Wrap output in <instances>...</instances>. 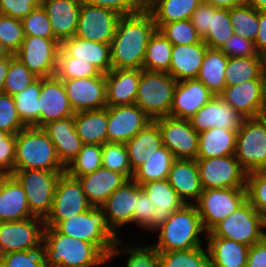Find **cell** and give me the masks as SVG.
I'll return each mask as SVG.
<instances>
[{"label":"cell","mask_w":266,"mask_h":267,"mask_svg":"<svg viewBox=\"0 0 266 267\" xmlns=\"http://www.w3.org/2000/svg\"><path fill=\"white\" fill-rule=\"evenodd\" d=\"M43 130L54 144L61 163L67 167L83 146L76 133L74 116L52 121L45 125Z\"/></svg>","instance_id":"28"},{"label":"cell","mask_w":266,"mask_h":267,"mask_svg":"<svg viewBox=\"0 0 266 267\" xmlns=\"http://www.w3.org/2000/svg\"><path fill=\"white\" fill-rule=\"evenodd\" d=\"M40 5V0H0V14L23 19Z\"/></svg>","instance_id":"60"},{"label":"cell","mask_w":266,"mask_h":267,"mask_svg":"<svg viewBox=\"0 0 266 267\" xmlns=\"http://www.w3.org/2000/svg\"><path fill=\"white\" fill-rule=\"evenodd\" d=\"M259 29L255 38V46L260 54L266 51V11H259Z\"/></svg>","instance_id":"64"},{"label":"cell","mask_w":266,"mask_h":267,"mask_svg":"<svg viewBox=\"0 0 266 267\" xmlns=\"http://www.w3.org/2000/svg\"><path fill=\"white\" fill-rule=\"evenodd\" d=\"M207 47L203 40L190 45H173L168 74L177 82L196 79Z\"/></svg>","instance_id":"31"},{"label":"cell","mask_w":266,"mask_h":267,"mask_svg":"<svg viewBox=\"0 0 266 267\" xmlns=\"http://www.w3.org/2000/svg\"><path fill=\"white\" fill-rule=\"evenodd\" d=\"M246 191L249 203L266 218V174L261 170L249 172Z\"/></svg>","instance_id":"54"},{"label":"cell","mask_w":266,"mask_h":267,"mask_svg":"<svg viewBox=\"0 0 266 267\" xmlns=\"http://www.w3.org/2000/svg\"><path fill=\"white\" fill-rule=\"evenodd\" d=\"M101 72L90 62L68 56L59 48L55 76L61 80H72L99 76Z\"/></svg>","instance_id":"47"},{"label":"cell","mask_w":266,"mask_h":267,"mask_svg":"<svg viewBox=\"0 0 266 267\" xmlns=\"http://www.w3.org/2000/svg\"><path fill=\"white\" fill-rule=\"evenodd\" d=\"M261 171L266 174V165L263 167Z\"/></svg>","instance_id":"73"},{"label":"cell","mask_w":266,"mask_h":267,"mask_svg":"<svg viewBox=\"0 0 266 267\" xmlns=\"http://www.w3.org/2000/svg\"><path fill=\"white\" fill-rule=\"evenodd\" d=\"M65 171L13 170L11 174L26 193L30 212L43 220L49 215L57 181Z\"/></svg>","instance_id":"8"},{"label":"cell","mask_w":266,"mask_h":267,"mask_svg":"<svg viewBox=\"0 0 266 267\" xmlns=\"http://www.w3.org/2000/svg\"><path fill=\"white\" fill-rule=\"evenodd\" d=\"M26 128L18 116L12 96L0 93V129L16 135Z\"/></svg>","instance_id":"57"},{"label":"cell","mask_w":266,"mask_h":267,"mask_svg":"<svg viewBox=\"0 0 266 267\" xmlns=\"http://www.w3.org/2000/svg\"><path fill=\"white\" fill-rule=\"evenodd\" d=\"M167 180L185 204L196 203L204 190L196 159H176Z\"/></svg>","instance_id":"25"},{"label":"cell","mask_w":266,"mask_h":267,"mask_svg":"<svg viewBox=\"0 0 266 267\" xmlns=\"http://www.w3.org/2000/svg\"><path fill=\"white\" fill-rule=\"evenodd\" d=\"M5 255H6V252L3 248V246L0 244V266L2 264V261H3V258L5 257Z\"/></svg>","instance_id":"71"},{"label":"cell","mask_w":266,"mask_h":267,"mask_svg":"<svg viewBox=\"0 0 266 267\" xmlns=\"http://www.w3.org/2000/svg\"><path fill=\"white\" fill-rule=\"evenodd\" d=\"M156 29L147 8L121 16L110 44L112 69H143L146 47Z\"/></svg>","instance_id":"1"},{"label":"cell","mask_w":266,"mask_h":267,"mask_svg":"<svg viewBox=\"0 0 266 267\" xmlns=\"http://www.w3.org/2000/svg\"><path fill=\"white\" fill-rule=\"evenodd\" d=\"M138 2V4L142 7V8H146L148 5H150L154 0H136Z\"/></svg>","instance_id":"69"},{"label":"cell","mask_w":266,"mask_h":267,"mask_svg":"<svg viewBox=\"0 0 266 267\" xmlns=\"http://www.w3.org/2000/svg\"><path fill=\"white\" fill-rule=\"evenodd\" d=\"M140 186L156 209L153 217V232L170 217L172 212L180 210L185 205L167 179L150 181Z\"/></svg>","instance_id":"30"},{"label":"cell","mask_w":266,"mask_h":267,"mask_svg":"<svg viewBox=\"0 0 266 267\" xmlns=\"http://www.w3.org/2000/svg\"><path fill=\"white\" fill-rule=\"evenodd\" d=\"M244 118L220 96L214 95L190 118L192 127L198 132L210 128L238 130Z\"/></svg>","instance_id":"21"},{"label":"cell","mask_w":266,"mask_h":267,"mask_svg":"<svg viewBox=\"0 0 266 267\" xmlns=\"http://www.w3.org/2000/svg\"><path fill=\"white\" fill-rule=\"evenodd\" d=\"M120 17L111 9L82 3L75 37L111 44Z\"/></svg>","instance_id":"15"},{"label":"cell","mask_w":266,"mask_h":267,"mask_svg":"<svg viewBox=\"0 0 266 267\" xmlns=\"http://www.w3.org/2000/svg\"><path fill=\"white\" fill-rule=\"evenodd\" d=\"M159 252L160 267H210L207 247Z\"/></svg>","instance_id":"45"},{"label":"cell","mask_w":266,"mask_h":267,"mask_svg":"<svg viewBox=\"0 0 266 267\" xmlns=\"http://www.w3.org/2000/svg\"><path fill=\"white\" fill-rule=\"evenodd\" d=\"M46 267H83L111 262L96 245L59 233L45 226L43 234Z\"/></svg>","instance_id":"2"},{"label":"cell","mask_w":266,"mask_h":267,"mask_svg":"<svg viewBox=\"0 0 266 267\" xmlns=\"http://www.w3.org/2000/svg\"><path fill=\"white\" fill-rule=\"evenodd\" d=\"M132 172L163 146L158 125L152 121L125 143Z\"/></svg>","instance_id":"36"},{"label":"cell","mask_w":266,"mask_h":267,"mask_svg":"<svg viewBox=\"0 0 266 267\" xmlns=\"http://www.w3.org/2000/svg\"><path fill=\"white\" fill-rule=\"evenodd\" d=\"M123 244V245H122ZM121 245V246H120ZM127 245V246H126ZM129 254L126 267H160L159 251L151 244L145 246L133 245L123 243L121 238L114 244L110 253V260L118 256V254Z\"/></svg>","instance_id":"43"},{"label":"cell","mask_w":266,"mask_h":267,"mask_svg":"<svg viewBox=\"0 0 266 267\" xmlns=\"http://www.w3.org/2000/svg\"><path fill=\"white\" fill-rule=\"evenodd\" d=\"M265 92L266 80H249L233 86H225L218 96L245 119L261 115Z\"/></svg>","instance_id":"20"},{"label":"cell","mask_w":266,"mask_h":267,"mask_svg":"<svg viewBox=\"0 0 266 267\" xmlns=\"http://www.w3.org/2000/svg\"><path fill=\"white\" fill-rule=\"evenodd\" d=\"M81 2L111 9L121 16L134 14L142 8L136 0H81Z\"/></svg>","instance_id":"61"},{"label":"cell","mask_w":266,"mask_h":267,"mask_svg":"<svg viewBox=\"0 0 266 267\" xmlns=\"http://www.w3.org/2000/svg\"><path fill=\"white\" fill-rule=\"evenodd\" d=\"M260 116L266 121V92L264 97L263 109Z\"/></svg>","instance_id":"70"},{"label":"cell","mask_w":266,"mask_h":267,"mask_svg":"<svg viewBox=\"0 0 266 267\" xmlns=\"http://www.w3.org/2000/svg\"><path fill=\"white\" fill-rule=\"evenodd\" d=\"M92 207L80 181L64 172L57 181L53 205L44 220L45 226L54 227L59 221L69 219V217L83 213Z\"/></svg>","instance_id":"12"},{"label":"cell","mask_w":266,"mask_h":267,"mask_svg":"<svg viewBox=\"0 0 266 267\" xmlns=\"http://www.w3.org/2000/svg\"><path fill=\"white\" fill-rule=\"evenodd\" d=\"M217 7L201 2L198 8L192 13L191 22L198 34L203 37L208 32L211 22V13H215Z\"/></svg>","instance_id":"62"},{"label":"cell","mask_w":266,"mask_h":267,"mask_svg":"<svg viewBox=\"0 0 266 267\" xmlns=\"http://www.w3.org/2000/svg\"><path fill=\"white\" fill-rule=\"evenodd\" d=\"M81 4V0H40L60 42L75 36Z\"/></svg>","instance_id":"24"},{"label":"cell","mask_w":266,"mask_h":267,"mask_svg":"<svg viewBox=\"0 0 266 267\" xmlns=\"http://www.w3.org/2000/svg\"><path fill=\"white\" fill-rule=\"evenodd\" d=\"M228 57L220 50L207 47L197 76L214 95L218 96L226 86L225 70Z\"/></svg>","instance_id":"37"},{"label":"cell","mask_w":266,"mask_h":267,"mask_svg":"<svg viewBox=\"0 0 266 267\" xmlns=\"http://www.w3.org/2000/svg\"><path fill=\"white\" fill-rule=\"evenodd\" d=\"M39 128L52 121L69 116L75 112L67 97L64 84L56 76L41 78L39 93Z\"/></svg>","instance_id":"19"},{"label":"cell","mask_w":266,"mask_h":267,"mask_svg":"<svg viewBox=\"0 0 266 267\" xmlns=\"http://www.w3.org/2000/svg\"><path fill=\"white\" fill-rule=\"evenodd\" d=\"M246 267H266V239L249 247Z\"/></svg>","instance_id":"63"},{"label":"cell","mask_w":266,"mask_h":267,"mask_svg":"<svg viewBox=\"0 0 266 267\" xmlns=\"http://www.w3.org/2000/svg\"><path fill=\"white\" fill-rule=\"evenodd\" d=\"M230 21L234 33L255 41L259 29V11L245 3L230 9Z\"/></svg>","instance_id":"48"},{"label":"cell","mask_w":266,"mask_h":267,"mask_svg":"<svg viewBox=\"0 0 266 267\" xmlns=\"http://www.w3.org/2000/svg\"><path fill=\"white\" fill-rule=\"evenodd\" d=\"M41 78H37L20 93L12 96L18 116L26 127L39 128V93Z\"/></svg>","instance_id":"42"},{"label":"cell","mask_w":266,"mask_h":267,"mask_svg":"<svg viewBox=\"0 0 266 267\" xmlns=\"http://www.w3.org/2000/svg\"><path fill=\"white\" fill-rule=\"evenodd\" d=\"M227 57L263 56L256 49L255 42L247 40L235 33L226 40L220 49Z\"/></svg>","instance_id":"58"},{"label":"cell","mask_w":266,"mask_h":267,"mask_svg":"<svg viewBox=\"0 0 266 267\" xmlns=\"http://www.w3.org/2000/svg\"><path fill=\"white\" fill-rule=\"evenodd\" d=\"M22 24L25 36L57 39L52 31L49 18L41 5L24 17Z\"/></svg>","instance_id":"55"},{"label":"cell","mask_w":266,"mask_h":267,"mask_svg":"<svg viewBox=\"0 0 266 267\" xmlns=\"http://www.w3.org/2000/svg\"><path fill=\"white\" fill-rule=\"evenodd\" d=\"M100 265H89V266H83V267H98Z\"/></svg>","instance_id":"74"},{"label":"cell","mask_w":266,"mask_h":267,"mask_svg":"<svg viewBox=\"0 0 266 267\" xmlns=\"http://www.w3.org/2000/svg\"><path fill=\"white\" fill-rule=\"evenodd\" d=\"M265 218L246 200L230 216L215 225L206 238H224L252 246L265 236Z\"/></svg>","instance_id":"6"},{"label":"cell","mask_w":266,"mask_h":267,"mask_svg":"<svg viewBox=\"0 0 266 267\" xmlns=\"http://www.w3.org/2000/svg\"><path fill=\"white\" fill-rule=\"evenodd\" d=\"M156 28L172 45H190L202 41L190 19L171 23H155Z\"/></svg>","instance_id":"49"},{"label":"cell","mask_w":266,"mask_h":267,"mask_svg":"<svg viewBox=\"0 0 266 267\" xmlns=\"http://www.w3.org/2000/svg\"><path fill=\"white\" fill-rule=\"evenodd\" d=\"M265 229H266V218H265ZM264 238L266 239V230H265V236Z\"/></svg>","instance_id":"75"},{"label":"cell","mask_w":266,"mask_h":267,"mask_svg":"<svg viewBox=\"0 0 266 267\" xmlns=\"http://www.w3.org/2000/svg\"><path fill=\"white\" fill-rule=\"evenodd\" d=\"M156 213L154 205L141 186L136 182V207L133 213V225L141 227L142 230L153 232V217Z\"/></svg>","instance_id":"56"},{"label":"cell","mask_w":266,"mask_h":267,"mask_svg":"<svg viewBox=\"0 0 266 267\" xmlns=\"http://www.w3.org/2000/svg\"><path fill=\"white\" fill-rule=\"evenodd\" d=\"M60 48L70 57L90 62L102 74H106L112 69L110 44L73 36L62 41Z\"/></svg>","instance_id":"32"},{"label":"cell","mask_w":266,"mask_h":267,"mask_svg":"<svg viewBox=\"0 0 266 267\" xmlns=\"http://www.w3.org/2000/svg\"><path fill=\"white\" fill-rule=\"evenodd\" d=\"M102 166L132 180L133 172L125 143L106 142L102 145Z\"/></svg>","instance_id":"50"},{"label":"cell","mask_w":266,"mask_h":267,"mask_svg":"<svg viewBox=\"0 0 266 267\" xmlns=\"http://www.w3.org/2000/svg\"><path fill=\"white\" fill-rule=\"evenodd\" d=\"M213 96L214 94L197 79L178 81L170 116L189 120Z\"/></svg>","instance_id":"22"},{"label":"cell","mask_w":266,"mask_h":267,"mask_svg":"<svg viewBox=\"0 0 266 267\" xmlns=\"http://www.w3.org/2000/svg\"><path fill=\"white\" fill-rule=\"evenodd\" d=\"M246 3L257 11H266V0H246Z\"/></svg>","instance_id":"67"},{"label":"cell","mask_w":266,"mask_h":267,"mask_svg":"<svg viewBox=\"0 0 266 267\" xmlns=\"http://www.w3.org/2000/svg\"><path fill=\"white\" fill-rule=\"evenodd\" d=\"M247 200L246 188L206 189L194 203L204 230L208 233Z\"/></svg>","instance_id":"10"},{"label":"cell","mask_w":266,"mask_h":267,"mask_svg":"<svg viewBox=\"0 0 266 267\" xmlns=\"http://www.w3.org/2000/svg\"><path fill=\"white\" fill-rule=\"evenodd\" d=\"M172 43L158 30L150 36L145 52L143 70L150 72H169Z\"/></svg>","instance_id":"41"},{"label":"cell","mask_w":266,"mask_h":267,"mask_svg":"<svg viewBox=\"0 0 266 267\" xmlns=\"http://www.w3.org/2000/svg\"><path fill=\"white\" fill-rule=\"evenodd\" d=\"M56 148L43 128L26 127L16 134L13 170L65 171Z\"/></svg>","instance_id":"4"},{"label":"cell","mask_w":266,"mask_h":267,"mask_svg":"<svg viewBox=\"0 0 266 267\" xmlns=\"http://www.w3.org/2000/svg\"><path fill=\"white\" fill-rule=\"evenodd\" d=\"M154 233H159V239L152 245L159 252L194 249L202 246L200 239L207 236L195 204H185L172 212Z\"/></svg>","instance_id":"3"},{"label":"cell","mask_w":266,"mask_h":267,"mask_svg":"<svg viewBox=\"0 0 266 267\" xmlns=\"http://www.w3.org/2000/svg\"><path fill=\"white\" fill-rule=\"evenodd\" d=\"M102 166V145L83 144L82 149L66 167L65 172L74 178L93 173Z\"/></svg>","instance_id":"44"},{"label":"cell","mask_w":266,"mask_h":267,"mask_svg":"<svg viewBox=\"0 0 266 267\" xmlns=\"http://www.w3.org/2000/svg\"><path fill=\"white\" fill-rule=\"evenodd\" d=\"M202 2L213 5L217 8L231 9L246 3V0H202Z\"/></svg>","instance_id":"65"},{"label":"cell","mask_w":266,"mask_h":267,"mask_svg":"<svg viewBox=\"0 0 266 267\" xmlns=\"http://www.w3.org/2000/svg\"><path fill=\"white\" fill-rule=\"evenodd\" d=\"M224 75L226 86L249 80H266L263 56L228 57Z\"/></svg>","instance_id":"38"},{"label":"cell","mask_w":266,"mask_h":267,"mask_svg":"<svg viewBox=\"0 0 266 267\" xmlns=\"http://www.w3.org/2000/svg\"><path fill=\"white\" fill-rule=\"evenodd\" d=\"M62 82L75 113L107 107L105 74Z\"/></svg>","instance_id":"18"},{"label":"cell","mask_w":266,"mask_h":267,"mask_svg":"<svg viewBox=\"0 0 266 267\" xmlns=\"http://www.w3.org/2000/svg\"><path fill=\"white\" fill-rule=\"evenodd\" d=\"M38 77L34 75L15 55L10 56V63L5 78L3 93L13 96L34 82Z\"/></svg>","instance_id":"51"},{"label":"cell","mask_w":266,"mask_h":267,"mask_svg":"<svg viewBox=\"0 0 266 267\" xmlns=\"http://www.w3.org/2000/svg\"><path fill=\"white\" fill-rule=\"evenodd\" d=\"M34 217L24 189L12 175L0 179V222L20 221Z\"/></svg>","instance_id":"29"},{"label":"cell","mask_w":266,"mask_h":267,"mask_svg":"<svg viewBox=\"0 0 266 267\" xmlns=\"http://www.w3.org/2000/svg\"><path fill=\"white\" fill-rule=\"evenodd\" d=\"M44 228V220L38 217L0 222V244L6 253L26 251L43 242Z\"/></svg>","instance_id":"17"},{"label":"cell","mask_w":266,"mask_h":267,"mask_svg":"<svg viewBox=\"0 0 266 267\" xmlns=\"http://www.w3.org/2000/svg\"><path fill=\"white\" fill-rule=\"evenodd\" d=\"M78 180L89 203L96 207H100L117 188L129 181L125 175L103 166L93 173L79 177Z\"/></svg>","instance_id":"27"},{"label":"cell","mask_w":266,"mask_h":267,"mask_svg":"<svg viewBox=\"0 0 266 267\" xmlns=\"http://www.w3.org/2000/svg\"><path fill=\"white\" fill-rule=\"evenodd\" d=\"M12 54L5 47V45L0 41V59L10 57Z\"/></svg>","instance_id":"68"},{"label":"cell","mask_w":266,"mask_h":267,"mask_svg":"<svg viewBox=\"0 0 266 267\" xmlns=\"http://www.w3.org/2000/svg\"><path fill=\"white\" fill-rule=\"evenodd\" d=\"M234 156L248 173L266 165V121L261 116L243 119Z\"/></svg>","instance_id":"9"},{"label":"cell","mask_w":266,"mask_h":267,"mask_svg":"<svg viewBox=\"0 0 266 267\" xmlns=\"http://www.w3.org/2000/svg\"><path fill=\"white\" fill-rule=\"evenodd\" d=\"M108 109L81 111L74 114L76 133L83 144H101L108 142Z\"/></svg>","instance_id":"34"},{"label":"cell","mask_w":266,"mask_h":267,"mask_svg":"<svg viewBox=\"0 0 266 267\" xmlns=\"http://www.w3.org/2000/svg\"><path fill=\"white\" fill-rule=\"evenodd\" d=\"M210 267H246L249 246L224 238H206Z\"/></svg>","instance_id":"33"},{"label":"cell","mask_w":266,"mask_h":267,"mask_svg":"<svg viewBox=\"0 0 266 267\" xmlns=\"http://www.w3.org/2000/svg\"><path fill=\"white\" fill-rule=\"evenodd\" d=\"M237 130L210 128L199 133L196 159H208L235 154Z\"/></svg>","instance_id":"35"},{"label":"cell","mask_w":266,"mask_h":267,"mask_svg":"<svg viewBox=\"0 0 266 267\" xmlns=\"http://www.w3.org/2000/svg\"><path fill=\"white\" fill-rule=\"evenodd\" d=\"M264 67H266V51L263 53Z\"/></svg>","instance_id":"72"},{"label":"cell","mask_w":266,"mask_h":267,"mask_svg":"<svg viewBox=\"0 0 266 267\" xmlns=\"http://www.w3.org/2000/svg\"><path fill=\"white\" fill-rule=\"evenodd\" d=\"M234 34L230 21V9L217 8L211 13L208 32L202 37L203 42L213 49H221L226 40Z\"/></svg>","instance_id":"46"},{"label":"cell","mask_w":266,"mask_h":267,"mask_svg":"<svg viewBox=\"0 0 266 267\" xmlns=\"http://www.w3.org/2000/svg\"><path fill=\"white\" fill-rule=\"evenodd\" d=\"M25 38L21 19L0 14V41L15 55Z\"/></svg>","instance_id":"53"},{"label":"cell","mask_w":266,"mask_h":267,"mask_svg":"<svg viewBox=\"0 0 266 267\" xmlns=\"http://www.w3.org/2000/svg\"><path fill=\"white\" fill-rule=\"evenodd\" d=\"M16 135L0 129V173L11 175L15 161Z\"/></svg>","instance_id":"59"},{"label":"cell","mask_w":266,"mask_h":267,"mask_svg":"<svg viewBox=\"0 0 266 267\" xmlns=\"http://www.w3.org/2000/svg\"><path fill=\"white\" fill-rule=\"evenodd\" d=\"M202 0H154L146 8L155 23H171L191 19Z\"/></svg>","instance_id":"40"},{"label":"cell","mask_w":266,"mask_h":267,"mask_svg":"<svg viewBox=\"0 0 266 267\" xmlns=\"http://www.w3.org/2000/svg\"><path fill=\"white\" fill-rule=\"evenodd\" d=\"M105 212L107 222L112 230L119 235L121 227L133 223V213L136 207V182L127 181L117 188L100 206Z\"/></svg>","instance_id":"23"},{"label":"cell","mask_w":266,"mask_h":267,"mask_svg":"<svg viewBox=\"0 0 266 267\" xmlns=\"http://www.w3.org/2000/svg\"><path fill=\"white\" fill-rule=\"evenodd\" d=\"M153 121L158 125L163 145L176 159L197 158L199 133L190 120L166 116Z\"/></svg>","instance_id":"14"},{"label":"cell","mask_w":266,"mask_h":267,"mask_svg":"<svg viewBox=\"0 0 266 267\" xmlns=\"http://www.w3.org/2000/svg\"><path fill=\"white\" fill-rule=\"evenodd\" d=\"M196 160L204 190L246 188L248 172L234 155Z\"/></svg>","instance_id":"11"},{"label":"cell","mask_w":266,"mask_h":267,"mask_svg":"<svg viewBox=\"0 0 266 267\" xmlns=\"http://www.w3.org/2000/svg\"><path fill=\"white\" fill-rule=\"evenodd\" d=\"M54 228L63 235L96 245L106 256H110L114 244L121 238L109 226L103 209L96 206L59 221Z\"/></svg>","instance_id":"5"},{"label":"cell","mask_w":266,"mask_h":267,"mask_svg":"<svg viewBox=\"0 0 266 267\" xmlns=\"http://www.w3.org/2000/svg\"><path fill=\"white\" fill-rule=\"evenodd\" d=\"M108 142L126 143L153 120L136 104L106 107Z\"/></svg>","instance_id":"16"},{"label":"cell","mask_w":266,"mask_h":267,"mask_svg":"<svg viewBox=\"0 0 266 267\" xmlns=\"http://www.w3.org/2000/svg\"><path fill=\"white\" fill-rule=\"evenodd\" d=\"M175 160L171 151L163 145L133 172L132 180L142 185L150 181L167 179Z\"/></svg>","instance_id":"39"},{"label":"cell","mask_w":266,"mask_h":267,"mask_svg":"<svg viewBox=\"0 0 266 267\" xmlns=\"http://www.w3.org/2000/svg\"><path fill=\"white\" fill-rule=\"evenodd\" d=\"M177 81L166 72L141 69L135 104L152 120L170 116Z\"/></svg>","instance_id":"7"},{"label":"cell","mask_w":266,"mask_h":267,"mask_svg":"<svg viewBox=\"0 0 266 267\" xmlns=\"http://www.w3.org/2000/svg\"><path fill=\"white\" fill-rule=\"evenodd\" d=\"M58 39L25 36L16 57L38 78L55 76L60 48Z\"/></svg>","instance_id":"13"},{"label":"cell","mask_w":266,"mask_h":267,"mask_svg":"<svg viewBox=\"0 0 266 267\" xmlns=\"http://www.w3.org/2000/svg\"><path fill=\"white\" fill-rule=\"evenodd\" d=\"M10 57L0 59V93L4 91L5 78L7 76Z\"/></svg>","instance_id":"66"},{"label":"cell","mask_w":266,"mask_h":267,"mask_svg":"<svg viewBox=\"0 0 266 267\" xmlns=\"http://www.w3.org/2000/svg\"><path fill=\"white\" fill-rule=\"evenodd\" d=\"M0 267H46L44 242L26 251L6 253Z\"/></svg>","instance_id":"52"},{"label":"cell","mask_w":266,"mask_h":267,"mask_svg":"<svg viewBox=\"0 0 266 267\" xmlns=\"http://www.w3.org/2000/svg\"><path fill=\"white\" fill-rule=\"evenodd\" d=\"M107 106L135 104L140 69H111L105 74Z\"/></svg>","instance_id":"26"}]
</instances>
